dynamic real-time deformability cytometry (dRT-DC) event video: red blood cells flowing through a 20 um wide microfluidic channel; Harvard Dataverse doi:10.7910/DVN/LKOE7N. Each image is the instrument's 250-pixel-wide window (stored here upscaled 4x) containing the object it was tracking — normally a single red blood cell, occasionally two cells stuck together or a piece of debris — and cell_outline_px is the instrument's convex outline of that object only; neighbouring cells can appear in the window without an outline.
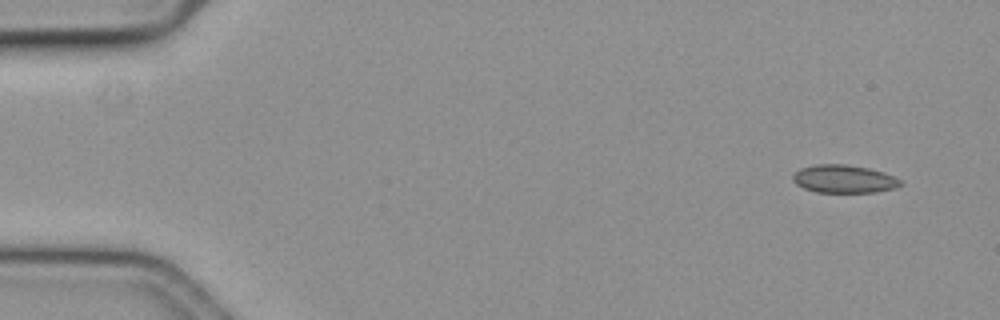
{"species": "common noctule bat (a hibernating species)", "species_latin": "Nyctalus noctula", "temperature_condition": "cold", "stored_images_in_passage": 54, "camera_frame_rate_fps": 3000, "um_per_image_px": 0.085, "animal": {"sex": "female", "body_mass_g": 19.3, "forearm_length_mm": 54.1}, "frame": {"image": 1, "passage_image": 1, "time_ms": 0.0, "image_size_px": [1000, 320], "cell_outline_px": [[900, 184], [896, 188], [876, 192], [816, 192], [804, 188], [796, 184], [792, 180], [792, 176], [800, 168], [816, 164], [844, 164], [868, 168], [884, 172], [900, 180]], "centroid_in_image_um": [71.7, 15.21], "position_along_channel_um": 13.3, "area_um2": 17.46}}
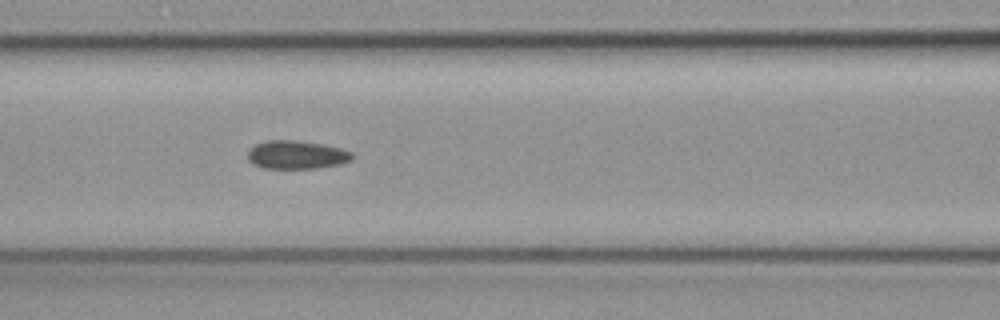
{"frame": {"image": 2, "passage_image": 22, "time_ms": 7.0, "image_size_px": [1000, 320], "cell_outline_px": [[352, 160], [344, 164], [316, 168], [264, 168], [248, 160], [248, 152], [256, 144], [268, 140], [296, 140], [320, 144], [340, 148], [352, 152]], "centroid_in_image_um": [25.25, 13.16], "position_along_channel_um": 141.4, "area_um2": 17.11}}
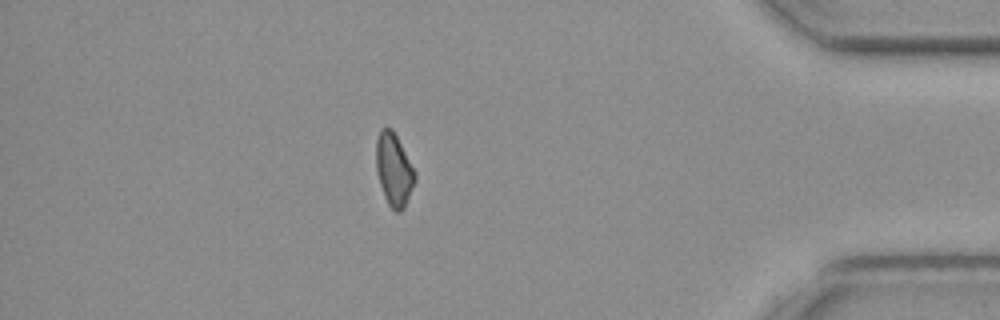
{"frame": {"image": 3, "passage_image": 47, "time_ms": 15.333, "image_size_px": [1000, 320], "cell_outline_px": [[416, 180], [404, 208], [400, 212], [396, 212], [388, 204], [384, 196], [380, 184], [376, 168], [376, 140], [380, 128], [392, 128], [416, 172]], "centroid_in_image_um": [33.48, 14.42], "position_along_channel_um": 401.7, "area_um2": 16.42}, "authors_computed_cell_mechanics": {"area_um2": 17.3689, "velocity_mm_per_s": 3.6404, "shape_relaxation_time_tau1_ms": null, "shape_relaxation_time_tau2_ms": 2.3838, "deformation_change_tau1": null, "deformation_change_tau2": 0.0762}}